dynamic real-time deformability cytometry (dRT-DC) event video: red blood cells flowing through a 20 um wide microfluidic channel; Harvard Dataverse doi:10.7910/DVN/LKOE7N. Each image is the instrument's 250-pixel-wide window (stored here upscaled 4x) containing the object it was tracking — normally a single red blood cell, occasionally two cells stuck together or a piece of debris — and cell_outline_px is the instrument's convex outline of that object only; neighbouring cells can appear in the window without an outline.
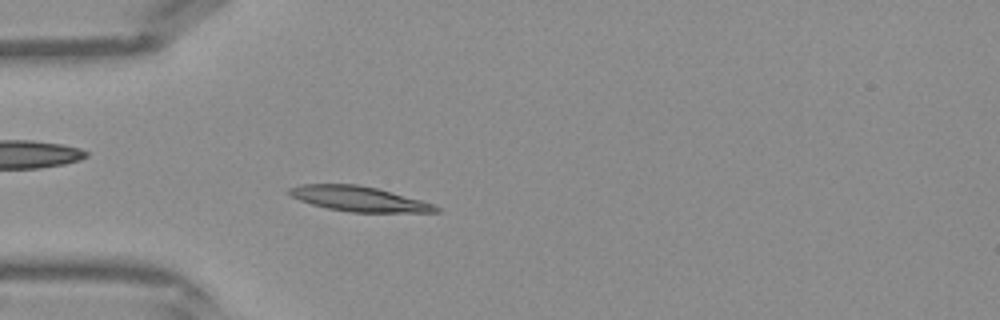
{"species": "Egyptian fruit bat (a non-hibernating species)", "species_latin": "Rousettus aegyptiacus", "temperature_condition": "warm", "stored_images_in_passage": 41, "camera_frame_rate_fps": 3000, "um_per_image_px": 0.085, "frame": {"image": 1, "passage_image": 11, "time_ms": 3.333, "image_size_px": [1000, 320], "cell_outline_px": [[440, 212], [348, 212], [328, 208], [312, 204], [300, 200], [284, 192], [288, 188], [300, 184], [356, 184], [376, 188], [420, 200], [432, 204], [440, 208]], "centroid_in_image_um": [30.44, 16.9], "position_along_channel_um": 54.6, "area_um2": 21.21}}
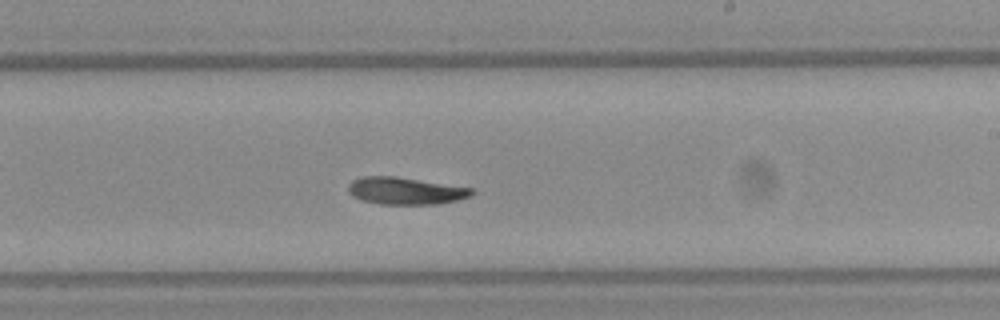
{"frame": {"image": 2, "passage_image": 24, "time_ms": 7.667, "image_size_px": [1000, 320], "cell_outline_px": [[476, 192], [472, 196], [456, 200], [436, 204], [380, 204], [364, 200], [352, 196], [348, 192], [348, 184], [352, 180], [364, 176], [396, 176], [472, 188]], "centroid_in_image_um": [34.46, 16.21], "position_along_channel_um": 254.5, "area_um2": 19.54}}
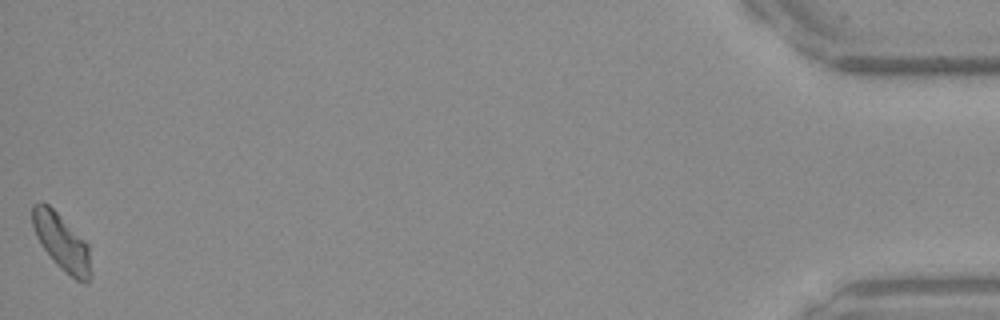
{"frame": {"image": 3, "passage_image": 41, "time_ms": 13.333, "image_size_px": [1000, 320], "cell_outline_px": [[92, 272], [88, 284], [84, 284], [76, 280], [60, 268], [56, 264], [40, 244], [36, 236], [32, 224], [32, 204], [40, 200], [48, 204], [88, 244]], "centroid_in_image_um": [5.24, 20.61], "position_along_channel_um": 430.0, "area_um2": 19.31}}